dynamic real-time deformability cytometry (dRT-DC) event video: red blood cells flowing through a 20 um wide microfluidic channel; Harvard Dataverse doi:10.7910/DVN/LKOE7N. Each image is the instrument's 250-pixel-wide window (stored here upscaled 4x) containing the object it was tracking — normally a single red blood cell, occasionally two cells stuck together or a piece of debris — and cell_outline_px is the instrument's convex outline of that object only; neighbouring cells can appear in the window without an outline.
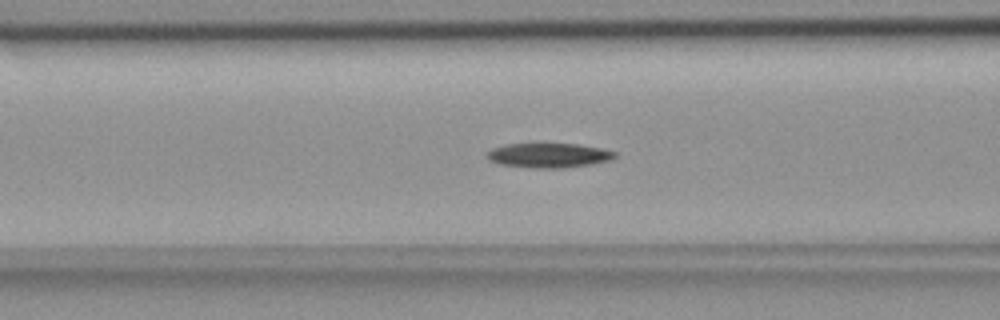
{"species": "common noctule bat (a hibernating species)", "species_latin": "Nyctalus noctula", "temperature_condition": "room temperature", "stored_images_in_passage": 54, "camera_frame_rate_fps": 3000, "um_per_image_px": 0.085, "animal": {"sex": "female", "body_mass_g": 18.4}, "frame": {"image": 1, "passage_image": 21, "time_ms": 6.667, "image_size_px": [1000, 320], "cell_outline_px": [[616, 156], [612, 160], [592, 164], [564, 168], [532, 168], [500, 164], [488, 160], [488, 152], [492, 148], [504, 144], [576, 144], [600, 148], [616, 152]], "centroid_in_image_um": [46.65, 13.21], "position_along_channel_um": 119.9, "area_um2": 18.26}}
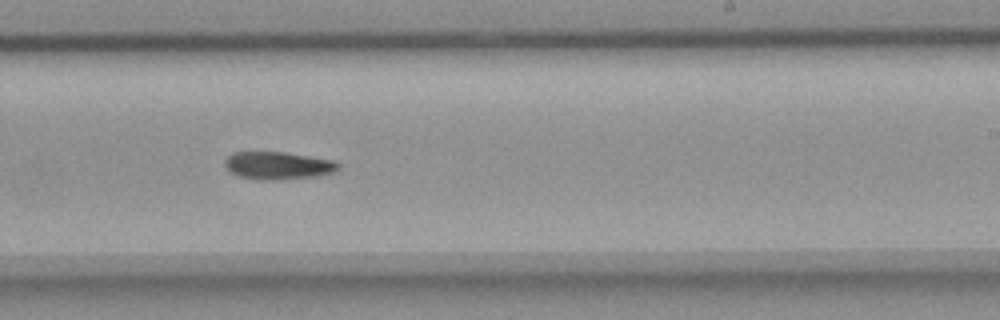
{"frame": {"image": 2, "passage_image": 33, "time_ms": 10.667, "image_size_px": [1000, 320], "cell_outline_px": [[340, 172], [320, 176], [280, 180], [256, 180], [240, 176], [228, 172], [224, 164], [224, 160], [232, 152], [284, 152], [332, 160], [340, 164]], "centroid_in_image_um": [23.66, 14.09], "position_along_channel_um": 265.3, "area_um2": 18.73}}
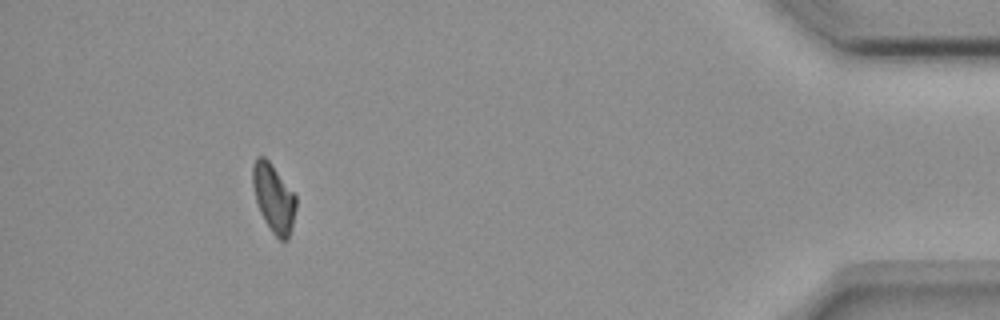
{"frame": {"image": 3, "passage_image": 50, "time_ms": 16.333, "image_size_px": [1000, 320], "cell_outline_px": [[296, 208], [288, 240], [280, 240], [272, 232], [264, 220], [260, 212], [256, 200], [252, 184], [252, 164], [256, 156], [264, 156], [268, 160], [296, 196]], "centroid_in_image_um": [23.24, 16.82], "position_along_channel_um": 412.0, "area_um2": 17.05}, "authors_computed_cell_mechanics": {"area_um2": 17.8891, "velocity_mm_per_s": 3.6482, "shape_relaxation_time_tau1_ms": 9.6926, "shape_relaxation_time_tau2_ms": null, "deformation_change_tau1": 0.1885, "deformation_change_tau2": null}}